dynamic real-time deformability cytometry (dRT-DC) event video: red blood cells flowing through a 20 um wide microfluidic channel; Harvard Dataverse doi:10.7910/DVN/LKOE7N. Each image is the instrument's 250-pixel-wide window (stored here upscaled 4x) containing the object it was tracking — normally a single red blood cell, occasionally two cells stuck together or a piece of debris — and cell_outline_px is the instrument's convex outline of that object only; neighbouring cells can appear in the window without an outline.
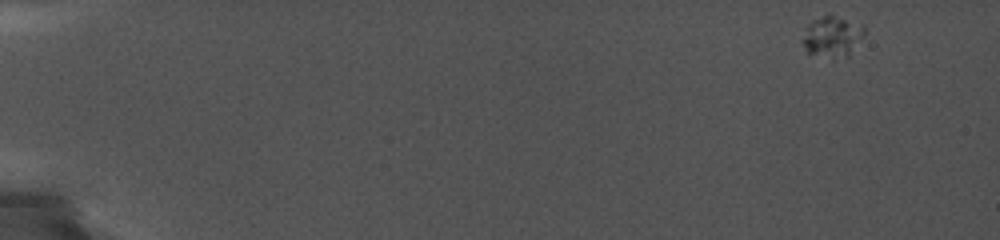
{"species": "common noctule bat (a hibernating species)", "species_latin": "Nyctalus noctula", "temperature_condition": "cold", "stored_images_in_passage": 26, "camera_frame_rate_fps": 5000, "um_per_image_px": 0.085, "animal": {"sex": "female", "body_mass_g": 19.0, "forearm_length_mm": 56.7}, "frame": {"image": 1, "passage_image": 1, "time_ms": 0.0, "image_size_px": [1000, 240], "cell_outline_px": [[864, 32], [848, 56], [832, 60], [808, 52], [804, 48], [800, 40], [804, 28], [812, 20], [824, 16], [832, 16], [844, 20], [864, 28]], "centroid_in_image_um": [70.62, 3.17], "position_along_channel_um": 14.4, "area_um2": 14.33}}
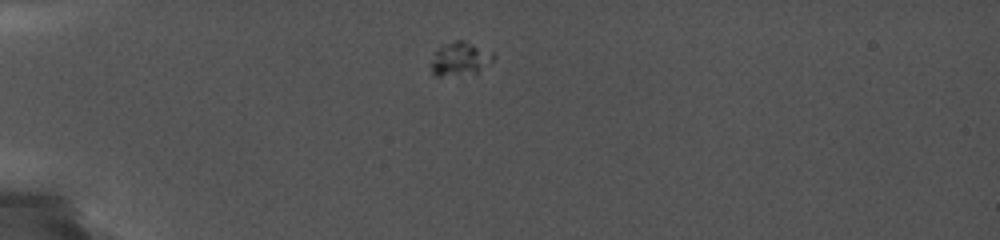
{"frame": {"image": 2, "passage_image": 17, "time_ms": 4.2, "image_size_px": [1000, 240], "cell_outline_px": [[496, 56], [476, 76], [432, 76], [428, 64], [440, 44], [456, 40], [464, 40], [492, 52]], "centroid_in_image_um": [39.06, 5.05], "position_along_channel_um": 45.9, "area_um2": 13.01}}